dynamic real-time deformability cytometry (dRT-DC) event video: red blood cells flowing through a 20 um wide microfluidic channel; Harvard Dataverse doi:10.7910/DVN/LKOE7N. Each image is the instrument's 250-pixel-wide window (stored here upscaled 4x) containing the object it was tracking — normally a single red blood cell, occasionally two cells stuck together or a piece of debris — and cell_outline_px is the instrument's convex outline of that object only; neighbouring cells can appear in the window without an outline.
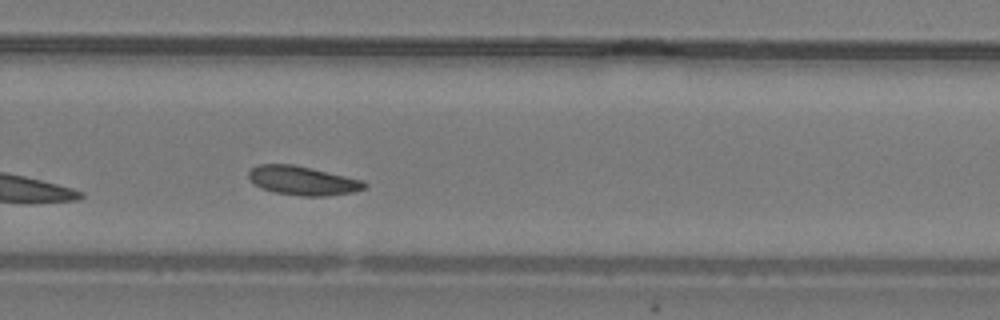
{"species": "common noctule bat (a hibernating species)", "species_latin": "Nyctalus noctula", "temperature_condition": "warm", "stored_images_in_passage": 12, "camera_frame_rate_fps": 3000, "um_per_image_px": 0.085, "animal": {"sex": "male", "body_mass_g": 19.2, "forearm_length_mm": 51.8}, "frame": {"image": 1, "passage_image": 12, "time_ms": 3.667, "image_size_px": [1000, 320], "cell_outline_px": [[368, 188], [356, 192], [324, 196], [300, 196], [276, 192], [260, 188], [248, 176], [248, 172], [256, 164], [292, 164], [312, 168], [364, 180], [368, 184]], "centroid_in_image_um": [25.79, 15.35], "position_along_channel_um": 304.0, "area_um2": 19.71}}